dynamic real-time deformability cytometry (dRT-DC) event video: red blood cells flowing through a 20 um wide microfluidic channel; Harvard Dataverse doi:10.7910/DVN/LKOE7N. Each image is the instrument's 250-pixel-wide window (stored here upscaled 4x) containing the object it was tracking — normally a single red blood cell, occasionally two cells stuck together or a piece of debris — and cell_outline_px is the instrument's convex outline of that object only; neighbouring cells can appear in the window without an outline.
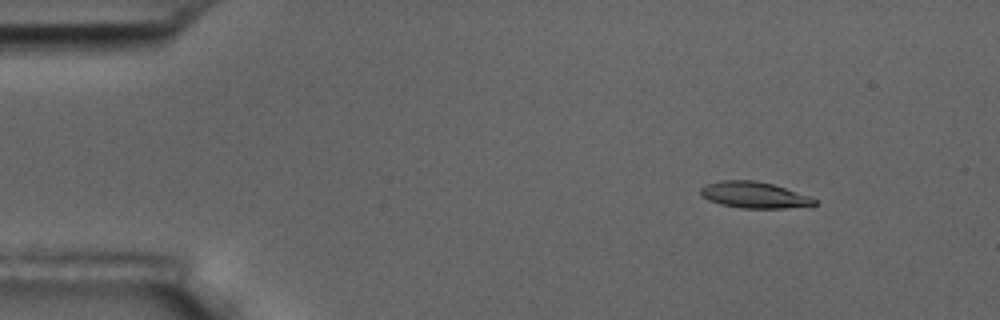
{"species": "common noctule bat (a hibernating species)", "species_latin": "Nyctalus noctula", "temperature_condition": "room temperature", "stored_images_in_passage": 4, "camera_frame_rate_fps": 3000, "um_per_image_px": 0.085, "animal": {"sex": "male", "body_mass_g": 17.5, "forearm_length_mm": 52.3}, "frame": {"image": 1, "passage_image": 1, "time_ms": 0.0, "image_size_px": [1000, 320], "cell_outline_px": [[816, 204], [784, 208], [740, 208], [720, 204], [708, 200], [700, 196], [700, 188], [704, 184], [720, 180], [756, 180], [772, 184], [808, 196], [816, 200]], "centroid_in_image_um": [64.0, 16.56], "position_along_channel_um": 21.0, "area_um2": 17.34}}
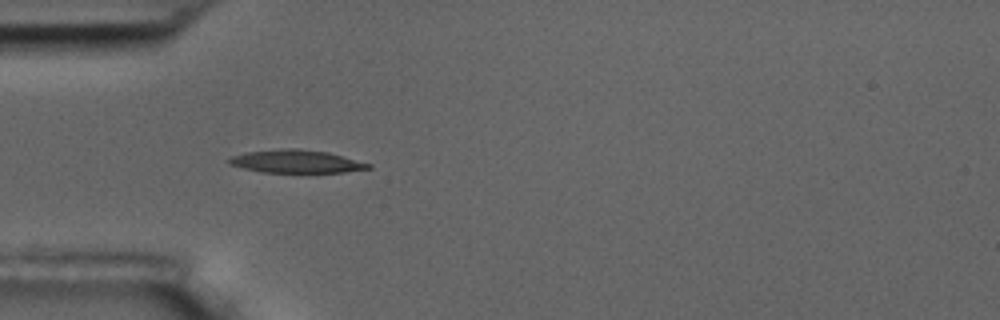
{"frame": {"image": 2, "passage_image": 3, "time_ms": 3.333, "image_size_px": [1000, 320], "cell_outline_px": [[372, 168], [344, 172], [260, 172], [228, 164], [228, 160], [232, 156], [244, 152], [288, 148], [296, 148], [328, 152], [372, 164]], "centroid_in_image_um": [25.18, 13.72], "position_along_channel_um": 59.8, "area_um2": 18.55}}